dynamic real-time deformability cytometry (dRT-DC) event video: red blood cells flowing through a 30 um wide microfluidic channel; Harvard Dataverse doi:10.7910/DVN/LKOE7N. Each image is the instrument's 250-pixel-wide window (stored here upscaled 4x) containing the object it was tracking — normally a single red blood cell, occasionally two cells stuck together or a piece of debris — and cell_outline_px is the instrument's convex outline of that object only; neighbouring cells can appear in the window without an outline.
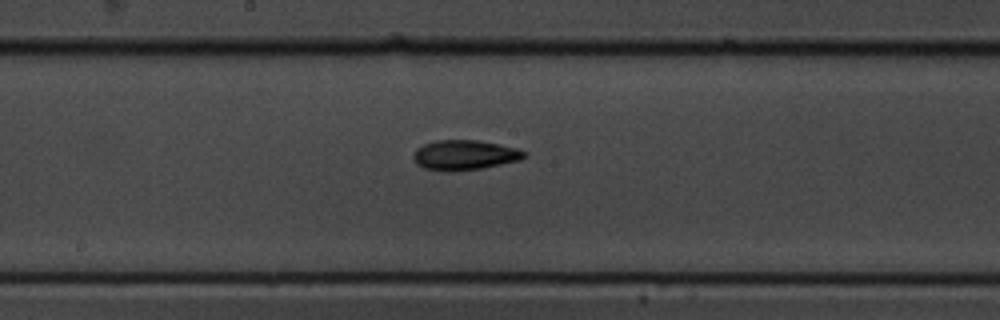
{"species": "common noctule bat (a hibernating species)", "species_latin": "Nyctalus noctula", "temperature_condition": "cold", "stored_images_in_passage": 9, "camera_frame_rate_fps": 3000, "um_per_image_px": 0.085, "animal": {"sex": "male", "body_mass_g": 19.5, "forearm_length_mm": 54.6}, "frame": {"image": 1, "passage_image": 9, "time_ms": 2.667, "image_size_px": [1000, 320], "cell_outline_px": [[528, 152], [520, 160], [480, 168], [452, 172], [444, 172], [424, 168], [416, 164], [412, 156], [416, 148], [424, 144], [436, 140], [476, 140], [500, 144], [516, 148]], "centroid_in_image_um": [39.45, 13.18], "position_along_channel_um": 208.8, "area_um2": 19.42}}